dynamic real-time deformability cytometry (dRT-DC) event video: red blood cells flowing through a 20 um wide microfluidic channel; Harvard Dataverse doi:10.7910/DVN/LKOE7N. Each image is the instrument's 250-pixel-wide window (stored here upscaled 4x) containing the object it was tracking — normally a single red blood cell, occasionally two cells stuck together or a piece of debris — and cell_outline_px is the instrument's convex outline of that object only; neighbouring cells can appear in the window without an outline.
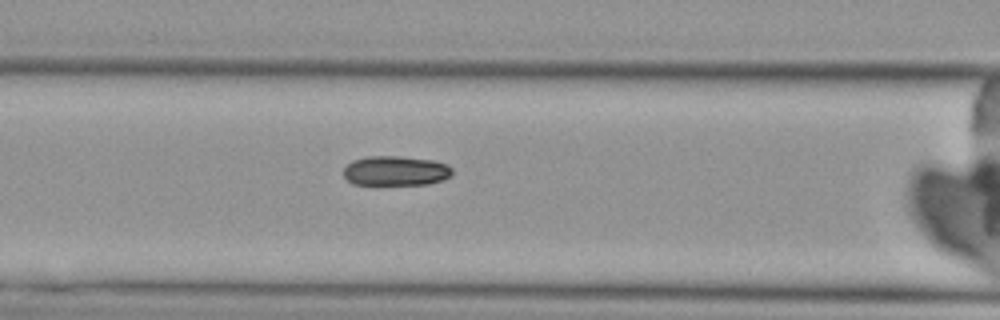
{"species": "Egyptian fruit bat (a non-hibernating species)", "species_latin": "Rousettus aegyptiacus", "temperature_condition": "cold", "stored_images_in_passage": 6, "segment_of_instrument_passage": [2, 2], "camera_frame_rate_fps": 3000, "um_per_image_px": 0.085, "animal": {"sex": "female"}, "frame": {"image": 1, "passage_image": 6, "time_ms": 7.0, "image_size_px": [1000, 320], "cell_outline_px": [[452, 176], [444, 180], [428, 184], [376, 188], [352, 184], [344, 176], [344, 168], [352, 160], [368, 156], [396, 156], [432, 160], [448, 164], [452, 168]], "centroid_in_image_um": [33.61, 14.58], "position_along_channel_um": 133.0, "area_um2": 19.94}}